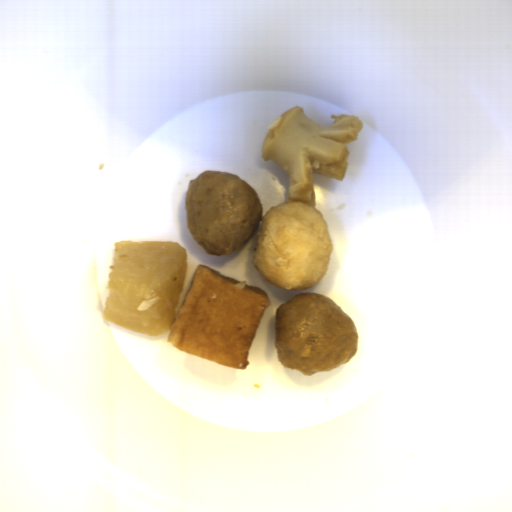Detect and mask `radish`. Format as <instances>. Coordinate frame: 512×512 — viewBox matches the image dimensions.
<instances>
[{
    "label": "radish",
    "instance_id": "obj_1",
    "mask_svg": "<svg viewBox=\"0 0 512 512\" xmlns=\"http://www.w3.org/2000/svg\"><path fill=\"white\" fill-rule=\"evenodd\" d=\"M103 317L141 335L170 333L187 272V252L166 240L114 242Z\"/></svg>",
    "mask_w": 512,
    "mask_h": 512
}]
</instances>
